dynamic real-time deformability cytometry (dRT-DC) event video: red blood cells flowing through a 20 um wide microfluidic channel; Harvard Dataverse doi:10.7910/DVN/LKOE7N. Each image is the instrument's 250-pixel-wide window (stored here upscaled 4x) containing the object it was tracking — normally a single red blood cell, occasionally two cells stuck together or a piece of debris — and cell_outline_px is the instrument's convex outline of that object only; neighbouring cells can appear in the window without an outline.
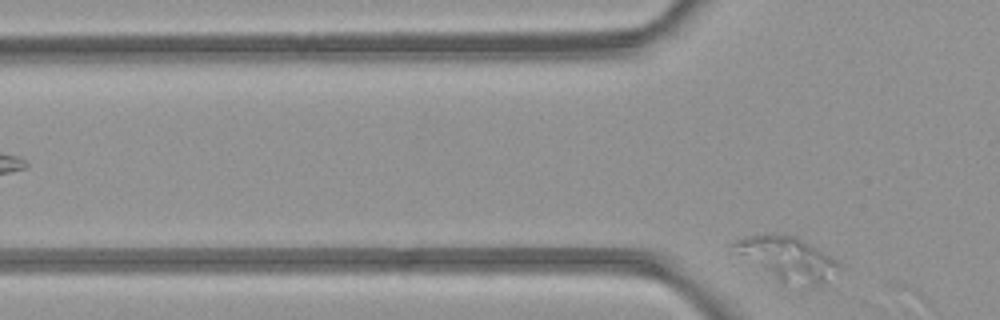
{"species": "common noctule bat (a hibernating species)", "species_latin": "Nyctalus noctula", "temperature_condition": "room temperature", "stored_images_in_passage": 5, "camera_frame_rate_fps": 3000, "um_per_image_px": 0.085, "animal": {"sex": "female", "body_mass_g": 21.9}, "frame": {"image": 1, "passage_image": 5, "time_ms": 5.667, "image_size_px": [1000, 320], "cell_outline_px": [[840, 264], [828, 284], [812, 288], [808, 288], [780, 284], [740, 252], [732, 244], [732, 240], [744, 236], [796, 236], [836, 260]], "centroid_in_image_um": [67.04, 22.09], "position_along_channel_um": 58.8, "area_um2": 26.24}}